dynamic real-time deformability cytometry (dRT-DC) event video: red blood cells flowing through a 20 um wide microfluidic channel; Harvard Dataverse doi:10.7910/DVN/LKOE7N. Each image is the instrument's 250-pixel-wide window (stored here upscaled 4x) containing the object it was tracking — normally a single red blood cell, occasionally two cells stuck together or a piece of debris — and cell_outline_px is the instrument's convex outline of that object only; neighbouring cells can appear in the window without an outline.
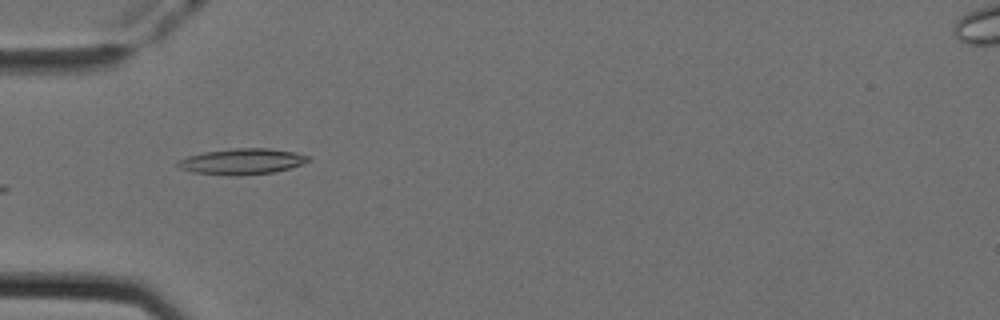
{"species": "Egyptian fruit bat (a non-hibernating species)", "species_latin": "Rousettus aegyptiacus", "temperature_condition": "cold", "stored_images_in_passage": 5, "camera_frame_rate_fps": 3000, "um_per_image_px": 0.085, "animal": {"sex": "female"}, "frame": {"image": 1, "passage_image": 3, "time_ms": 0.667, "image_size_px": [1000, 320], "cell_outline_px": [[312, 160], [304, 164], [272, 172], [240, 176], [228, 176], [192, 172], [180, 168], [176, 164], [176, 160], [188, 156], [204, 152], [232, 148], [268, 148], [292, 152], [308, 156]], "centroid_in_image_um": [20.53, 13.73], "position_along_channel_um": 64.5, "area_um2": 19.77}}